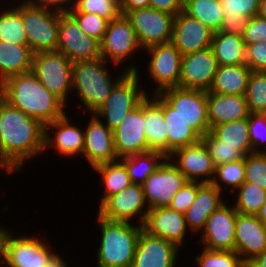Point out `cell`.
Listing matches in <instances>:
<instances>
[{"label": "cell", "instance_id": "45", "mask_svg": "<svg viewBox=\"0 0 266 267\" xmlns=\"http://www.w3.org/2000/svg\"><path fill=\"white\" fill-rule=\"evenodd\" d=\"M76 19L80 28L90 37L101 42L105 35L108 21L94 13H85L80 11H69Z\"/></svg>", "mask_w": 266, "mask_h": 267}, {"label": "cell", "instance_id": "49", "mask_svg": "<svg viewBox=\"0 0 266 267\" xmlns=\"http://www.w3.org/2000/svg\"><path fill=\"white\" fill-rule=\"evenodd\" d=\"M248 127L252 153L263 152L261 150L258 151L257 145L262 144L260 142L266 141V133L264 134V131H261L262 127H266V113H249Z\"/></svg>", "mask_w": 266, "mask_h": 267}, {"label": "cell", "instance_id": "19", "mask_svg": "<svg viewBox=\"0 0 266 267\" xmlns=\"http://www.w3.org/2000/svg\"><path fill=\"white\" fill-rule=\"evenodd\" d=\"M237 211L224 203L206 220L202 242L205 249L235 251V222Z\"/></svg>", "mask_w": 266, "mask_h": 267}, {"label": "cell", "instance_id": "26", "mask_svg": "<svg viewBox=\"0 0 266 267\" xmlns=\"http://www.w3.org/2000/svg\"><path fill=\"white\" fill-rule=\"evenodd\" d=\"M207 103L210 129L248 118L250 113L245 96L207 92Z\"/></svg>", "mask_w": 266, "mask_h": 267}, {"label": "cell", "instance_id": "29", "mask_svg": "<svg viewBox=\"0 0 266 267\" xmlns=\"http://www.w3.org/2000/svg\"><path fill=\"white\" fill-rule=\"evenodd\" d=\"M33 52L27 44L0 41V84L32 69Z\"/></svg>", "mask_w": 266, "mask_h": 267}, {"label": "cell", "instance_id": "50", "mask_svg": "<svg viewBox=\"0 0 266 267\" xmlns=\"http://www.w3.org/2000/svg\"><path fill=\"white\" fill-rule=\"evenodd\" d=\"M242 38L245 45L266 41V19L258 15L251 17L242 33Z\"/></svg>", "mask_w": 266, "mask_h": 267}, {"label": "cell", "instance_id": "18", "mask_svg": "<svg viewBox=\"0 0 266 267\" xmlns=\"http://www.w3.org/2000/svg\"><path fill=\"white\" fill-rule=\"evenodd\" d=\"M145 203L142 185L131 183L119 193L108 197L100 205L98 215L111 221L129 222L132 217L140 214L142 225L148 212V208L142 212Z\"/></svg>", "mask_w": 266, "mask_h": 267}, {"label": "cell", "instance_id": "44", "mask_svg": "<svg viewBox=\"0 0 266 267\" xmlns=\"http://www.w3.org/2000/svg\"><path fill=\"white\" fill-rule=\"evenodd\" d=\"M245 182L266 190V152H253L245 156Z\"/></svg>", "mask_w": 266, "mask_h": 267}, {"label": "cell", "instance_id": "21", "mask_svg": "<svg viewBox=\"0 0 266 267\" xmlns=\"http://www.w3.org/2000/svg\"><path fill=\"white\" fill-rule=\"evenodd\" d=\"M266 250V226L256 215L237 213L235 222V252L243 262H249ZM244 256V257H243Z\"/></svg>", "mask_w": 266, "mask_h": 267}, {"label": "cell", "instance_id": "42", "mask_svg": "<svg viewBox=\"0 0 266 267\" xmlns=\"http://www.w3.org/2000/svg\"><path fill=\"white\" fill-rule=\"evenodd\" d=\"M73 5L69 11L94 13L108 22L121 14L119 0H76Z\"/></svg>", "mask_w": 266, "mask_h": 267}, {"label": "cell", "instance_id": "8", "mask_svg": "<svg viewBox=\"0 0 266 267\" xmlns=\"http://www.w3.org/2000/svg\"><path fill=\"white\" fill-rule=\"evenodd\" d=\"M138 79L137 72H128L116 84L107 100L93 113L97 117L107 118L105 125L110 130L117 128L128 112L147 97L143 90L138 89Z\"/></svg>", "mask_w": 266, "mask_h": 267}, {"label": "cell", "instance_id": "54", "mask_svg": "<svg viewBox=\"0 0 266 267\" xmlns=\"http://www.w3.org/2000/svg\"><path fill=\"white\" fill-rule=\"evenodd\" d=\"M254 267H266V250L249 261Z\"/></svg>", "mask_w": 266, "mask_h": 267}, {"label": "cell", "instance_id": "16", "mask_svg": "<svg viewBox=\"0 0 266 267\" xmlns=\"http://www.w3.org/2000/svg\"><path fill=\"white\" fill-rule=\"evenodd\" d=\"M218 63L211 47L182 56L179 88L208 91Z\"/></svg>", "mask_w": 266, "mask_h": 267}, {"label": "cell", "instance_id": "36", "mask_svg": "<svg viewBox=\"0 0 266 267\" xmlns=\"http://www.w3.org/2000/svg\"><path fill=\"white\" fill-rule=\"evenodd\" d=\"M183 11L213 32L220 30L224 17L220 0H184Z\"/></svg>", "mask_w": 266, "mask_h": 267}, {"label": "cell", "instance_id": "7", "mask_svg": "<svg viewBox=\"0 0 266 267\" xmlns=\"http://www.w3.org/2000/svg\"><path fill=\"white\" fill-rule=\"evenodd\" d=\"M159 95L201 138L211 130L206 90L175 87L165 89Z\"/></svg>", "mask_w": 266, "mask_h": 267}, {"label": "cell", "instance_id": "47", "mask_svg": "<svg viewBox=\"0 0 266 267\" xmlns=\"http://www.w3.org/2000/svg\"><path fill=\"white\" fill-rule=\"evenodd\" d=\"M203 183L202 181L200 183L198 181H187L173 197L168 207L184 215L195 200L198 188Z\"/></svg>", "mask_w": 266, "mask_h": 267}, {"label": "cell", "instance_id": "24", "mask_svg": "<svg viewBox=\"0 0 266 267\" xmlns=\"http://www.w3.org/2000/svg\"><path fill=\"white\" fill-rule=\"evenodd\" d=\"M83 155L94 168L97 165L117 161L113 131L104 125L99 117L93 116L84 132Z\"/></svg>", "mask_w": 266, "mask_h": 267}, {"label": "cell", "instance_id": "25", "mask_svg": "<svg viewBox=\"0 0 266 267\" xmlns=\"http://www.w3.org/2000/svg\"><path fill=\"white\" fill-rule=\"evenodd\" d=\"M216 178L215 175L210 183H203L198 188L195 200L184 214L187 226L195 232L204 229L207 218L224 204L220 195L221 183Z\"/></svg>", "mask_w": 266, "mask_h": 267}, {"label": "cell", "instance_id": "31", "mask_svg": "<svg viewBox=\"0 0 266 267\" xmlns=\"http://www.w3.org/2000/svg\"><path fill=\"white\" fill-rule=\"evenodd\" d=\"M252 70L247 64L218 65L211 87L207 92L245 96Z\"/></svg>", "mask_w": 266, "mask_h": 267}, {"label": "cell", "instance_id": "56", "mask_svg": "<svg viewBox=\"0 0 266 267\" xmlns=\"http://www.w3.org/2000/svg\"><path fill=\"white\" fill-rule=\"evenodd\" d=\"M257 218L259 219V221L266 226V200L263 203V205L261 206L260 210L258 211V213L256 214Z\"/></svg>", "mask_w": 266, "mask_h": 267}, {"label": "cell", "instance_id": "57", "mask_svg": "<svg viewBox=\"0 0 266 267\" xmlns=\"http://www.w3.org/2000/svg\"><path fill=\"white\" fill-rule=\"evenodd\" d=\"M258 16L266 19V0H260Z\"/></svg>", "mask_w": 266, "mask_h": 267}, {"label": "cell", "instance_id": "43", "mask_svg": "<svg viewBox=\"0 0 266 267\" xmlns=\"http://www.w3.org/2000/svg\"><path fill=\"white\" fill-rule=\"evenodd\" d=\"M199 267H240L243 263L235 251L203 249L201 255L196 256Z\"/></svg>", "mask_w": 266, "mask_h": 267}, {"label": "cell", "instance_id": "38", "mask_svg": "<svg viewBox=\"0 0 266 267\" xmlns=\"http://www.w3.org/2000/svg\"><path fill=\"white\" fill-rule=\"evenodd\" d=\"M0 41L27 44L26 31L20 15V5L0 14Z\"/></svg>", "mask_w": 266, "mask_h": 267}, {"label": "cell", "instance_id": "15", "mask_svg": "<svg viewBox=\"0 0 266 267\" xmlns=\"http://www.w3.org/2000/svg\"><path fill=\"white\" fill-rule=\"evenodd\" d=\"M144 100L113 130L114 148L117 157H127L150 151L144 129Z\"/></svg>", "mask_w": 266, "mask_h": 267}, {"label": "cell", "instance_id": "9", "mask_svg": "<svg viewBox=\"0 0 266 267\" xmlns=\"http://www.w3.org/2000/svg\"><path fill=\"white\" fill-rule=\"evenodd\" d=\"M125 16L130 20L141 48L171 42L175 15L143 7L129 10Z\"/></svg>", "mask_w": 266, "mask_h": 267}, {"label": "cell", "instance_id": "4", "mask_svg": "<svg viewBox=\"0 0 266 267\" xmlns=\"http://www.w3.org/2000/svg\"><path fill=\"white\" fill-rule=\"evenodd\" d=\"M104 61L100 57L72 62V89H77L83 104L92 113L107 100L113 88L128 72H138L137 67L131 66L112 83L106 67H103Z\"/></svg>", "mask_w": 266, "mask_h": 267}, {"label": "cell", "instance_id": "53", "mask_svg": "<svg viewBox=\"0 0 266 267\" xmlns=\"http://www.w3.org/2000/svg\"><path fill=\"white\" fill-rule=\"evenodd\" d=\"M150 0H119L121 14H126L129 10L149 7Z\"/></svg>", "mask_w": 266, "mask_h": 267}, {"label": "cell", "instance_id": "40", "mask_svg": "<svg viewBox=\"0 0 266 267\" xmlns=\"http://www.w3.org/2000/svg\"><path fill=\"white\" fill-rule=\"evenodd\" d=\"M245 99L250 113H266V71H252Z\"/></svg>", "mask_w": 266, "mask_h": 267}, {"label": "cell", "instance_id": "61", "mask_svg": "<svg viewBox=\"0 0 266 267\" xmlns=\"http://www.w3.org/2000/svg\"><path fill=\"white\" fill-rule=\"evenodd\" d=\"M4 98H3V93H2V90H1V88H0V102L3 100Z\"/></svg>", "mask_w": 266, "mask_h": 267}, {"label": "cell", "instance_id": "2", "mask_svg": "<svg viewBox=\"0 0 266 267\" xmlns=\"http://www.w3.org/2000/svg\"><path fill=\"white\" fill-rule=\"evenodd\" d=\"M0 88L5 101L43 125L66 114L65 103L43 86L31 71L7 78Z\"/></svg>", "mask_w": 266, "mask_h": 267}, {"label": "cell", "instance_id": "1", "mask_svg": "<svg viewBox=\"0 0 266 267\" xmlns=\"http://www.w3.org/2000/svg\"><path fill=\"white\" fill-rule=\"evenodd\" d=\"M44 150V125L11 106L0 102V159L12 171H19L30 156Z\"/></svg>", "mask_w": 266, "mask_h": 267}, {"label": "cell", "instance_id": "52", "mask_svg": "<svg viewBox=\"0 0 266 267\" xmlns=\"http://www.w3.org/2000/svg\"><path fill=\"white\" fill-rule=\"evenodd\" d=\"M27 1L36 7H40V8L47 9V10H51L49 9L51 5H57L58 7L57 9H54V12L59 13V14L68 13L69 9H66V6L64 8L62 4L64 3L68 4V2H71L70 0H37L38 2L37 1L35 2V0L34 1L27 0Z\"/></svg>", "mask_w": 266, "mask_h": 267}, {"label": "cell", "instance_id": "20", "mask_svg": "<svg viewBox=\"0 0 266 267\" xmlns=\"http://www.w3.org/2000/svg\"><path fill=\"white\" fill-rule=\"evenodd\" d=\"M178 248L176 244L142 229L131 267H175Z\"/></svg>", "mask_w": 266, "mask_h": 267}, {"label": "cell", "instance_id": "3", "mask_svg": "<svg viewBox=\"0 0 266 267\" xmlns=\"http://www.w3.org/2000/svg\"><path fill=\"white\" fill-rule=\"evenodd\" d=\"M101 244L97 252L98 267H131L142 225L111 221L98 215Z\"/></svg>", "mask_w": 266, "mask_h": 267}, {"label": "cell", "instance_id": "41", "mask_svg": "<svg viewBox=\"0 0 266 267\" xmlns=\"http://www.w3.org/2000/svg\"><path fill=\"white\" fill-rule=\"evenodd\" d=\"M201 140L204 142L213 164L216 166L245 159V154L237 149L236 146L223 145L221 140H218L210 131L206 133Z\"/></svg>", "mask_w": 266, "mask_h": 267}, {"label": "cell", "instance_id": "30", "mask_svg": "<svg viewBox=\"0 0 266 267\" xmlns=\"http://www.w3.org/2000/svg\"><path fill=\"white\" fill-rule=\"evenodd\" d=\"M224 17L221 32L242 35L248 20L257 16L260 0H220Z\"/></svg>", "mask_w": 266, "mask_h": 267}, {"label": "cell", "instance_id": "5", "mask_svg": "<svg viewBox=\"0 0 266 267\" xmlns=\"http://www.w3.org/2000/svg\"><path fill=\"white\" fill-rule=\"evenodd\" d=\"M52 12V10L36 7L28 1L20 5L27 45L33 53L58 49L59 13Z\"/></svg>", "mask_w": 266, "mask_h": 267}, {"label": "cell", "instance_id": "32", "mask_svg": "<svg viewBox=\"0 0 266 267\" xmlns=\"http://www.w3.org/2000/svg\"><path fill=\"white\" fill-rule=\"evenodd\" d=\"M164 121L168 131V156L177 148L195 144L201 137L162 98Z\"/></svg>", "mask_w": 266, "mask_h": 267}, {"label": "cell", "instance_id": "27", "mask_svg": "<svg viewBox=\"0 0 266 267\" xmlns=\"http://www.w3.org/2000/svg\"><path fill=\"white\" fill-rule=\"evenodd\" d=\"M155 96L152 100L148 97L144 99L143 129L148 147L168 157V131L162 110V97L159 94Z\"/></svg>", "mask_w": 266, "mask_h": 267}, {"label": "cell", "instance_id": "34", "mask_svg": "<svg viewBox=\"0 0 266 267\" xmlns=\"http://www.w3.org/2000/svg\"><path fill=\"white\" fill-rule=\"evenodd\" d=\"M163 158L167 159L164 153L150 150L124 157L121 162L125 165L131 183L142 185L146 178L161 165L160 159Z\"/></svg>", "mask_w": 266, "mask_h": 267}, {"label": "cell", "instance_id": "28", "mask_svg": "<svg viewBox=\"0 0 266 267\" xmlns=\"http://www.w3.org/2000/svg\"><path fill=\"white\" fill-rule=\"evenodd\" d=\"M48 127L57 128L55 138L49 136ZM56 147L58 153L65 156H74L84 150V133L77 127L69 124L67 115L44 125V149Z\"/></svg>", "mask_w": 266, "mask_h": 267}, {"label": "cell", "instance_id": "23", "mask_svg": "<svg viewBox=\"0 0 266 267\" xmlns=\"http://www.w3.org/2000/svg\"><path fill=\"white\" fill-rule=\"evenodd\" d=\"M179 157L178 164H174L188 181H198V177L207 176L202 182L210 183L214 178L215 165L208 148L202 140L199 142L175 149L168 159ZM212 176L213 178H208Z\"/></svg>", "mask_w": 266, "mask_h": 267}, {"label": "cell", "instance_id": "46", "mask_svg": "<svg viewBox=\"0 0 266 267\" xmlns=\"http://www.w3.org/2000/svg\"><path fill=\"white\" fill-rule=\"evenodd\" d=\"M225 185L238 189L245 182V160L221 164L215 167V173Z\"/></svg>", "mask_w": 266, "mask_h": 267}, {"label": "cell", "instance_id": "17", "mask_svg": "<svg viewBox=\"0 0 266 267\" xmlns=\"http://www.w3.org/2000/svg\"><path fill=\"white\" fill-rule=\"evenodd\" d=\"M214 32L184 11L175 15L171 43L182 56L211 47Z\"/></svg>", "mask_w": 266, "mask_h": 267}, {"label": "cell", "instance_id": "6", "mask_svg": "<svg viewBox=\"0 0 266 267\" xmlns=\"http://www.w3.org/2000/svg\"><path fill=\"white\" fill-rule=\"evenodd\" d=\"M31 72L65 104L72 88V61L59 51L33 53Z\"/></svg>", "mask_w": 266, "mask_h": 267}, {"label": "cell", "instance_id": "51", "mask_svg": "<svg viewBox=\"0 0 266 267\" xmlns=\"http://www.w3.org/2000/svg\"><path fill=\"white\" fill-rule=\"evenodd\" d=\"M149 7L176 15L183 11L184 0H150Z\"/></svg>", "mask_w": 266, "mask_h": 267}, {"label": "cell", "instance_id": "39", "mask_svg": "<svg viewBox=\"0 0 266 267\" xmlns=\"http://www.w3.org/2000/svg\"><path fill=\"white\" fill-rule=\"evenodd\" d=\"M237 190L236 211L239 214L256 215L266 200V190L249 182H244Z\"/></svg>", "mask_w": 266, "mask_h": 267}, {"label": "cell", "instance_id": "58", "mask_svg": "<svg viewBox=\"0 0 266 267\" xmlns=\"http://www.w3.org/2000/svg\"><path fill=\"white\" fill-rule=\"evenodd\" d=\"M0 167L1 168H5V170H7V171H9V173L10 172H12L8 167H7V165L0 159Z\"/></svg>", "mask_w": 266, "mask_h": 267}, {"label": "cell", "instance_id": "60", "mask_svg": "<svg viewBox=\"0 0 266 267\" xmlns=\"http://www.w3.org/2000/svg\"><path fill=\"white\" fill-rule=\"evenodd\" d=\"M240 267H254L250 262H243Z\"/></svg>", "mask_w": 266, "mask_h": 267}, {"label": "cell", "instance_id": "11", "mask_svg": "<svg viewBox=\"0 0 266 267\" xmlns=\"http://www.w3.org/2000/svg\"><path fill=\"white\" fill-rule=\"evenodd\" d=\"M58 36L57 51L62 52L72 62L101 57L100 42L87 35L69 12L59 14Z\"/></svg>", "mask_w": 266, "mask_h": 267}, {"label": "cell", "instance_id": "48", "mask_svg": "<svg viewBox=\"0 0 266 267\" xmlns=\"http://www.w3.org/2000/svg\"><path fill=\"white\" fill-rule=\"evenodd\" d=\"M245 64L252 71H266V41L246 45Z\"/></svg>", "mask_w": 266, "mask_h": 267}, {"label": "cell", "instance_id": "14", "mask_svg": "<svg viewBox=\"0 0 266 267\" xmlns=\"http://www.w3.org/2000/svg\"><path fill=\"white\" fill-rule=\"evenodd\" d=\"M139 47L141 46L135 30L124 14L108 22L105 35L100 42L101 58L106 60L109 57L117 65Z\"/></svg>", "mask_w": 266, "mask_h": 267}, {"label": "cell", "instance_id": "12", "mask_svg": "<svg viewBox=\"0 0 266 267\" xmlns=\"http://www.w3.org/2000/svg\"><path fill=\"white\" fill-rule=\"evenodd\" d=\"M157 170L142 184L148 209L168 207L176 193L188 181L183 173L170 161L163 159Z\"/></svg>", "mask_w": 266, "mask_h": 267}, {"label": "cell", "instance_id": "35", "mask_svg": "<svg viewBox=\"0 0 266 267\" xmlns=\"http://www.w3.org/2000/svg\"><path fill=\"white\" fill-rule=\"evenodd\" d=\"M210 132L221 140L223 145L236 146L245 155L252 153L248 118L213 126Z\"/></svg>", "mask_w": 266, "mask_h": 267}, {"label": "cell", "instance_id": "33", "mask_svg": "<svg viewBox=\"0 0 266 267\" xmlns=\"http://www.w3.org/2000/svg\"><path fill=\"white\" fill-rule=\"evenodd\" d=\"M211 48L220 66L245 64L246 45L242 35L214 32Z\"/></svg>", "mask_w": 266, "mask_h": 267}, {"label": "cell", "instance_id": "10", "mask_svg": "<svg viewBox=\"0 0 266 267\" xmlns=\"http://www.w3.org/2000/svg\"><path fill=\"white\" fill-rule=\"evenodd\" d=\"M2 256L8 267H44L56 254L39 239L15 238L2 228Z\"/></svg>", "mask_w": 266, "mask_h": 267}, {"label": "cell", "instance_id": "37", "mask_svg": "<svg viewBox=\"0 0 266 267\" xmlns=\"http://www.w3.org/2000/svg\"><path fill=\"white\" fill-rule=\"evenodd\" d=\"M105 184V195L100 205L110 196L122 191L131 184L125 165L119 161L103 163L94 167Z\"/></svg>", "mask_w": 266, "mask_h": 267}, {"label": "cell", "instance_id": "22", "mask_svg": "<svg viewBox=\"0 0 266 267\" xmlns=\"http://www.w3.org/2000/svg\"><path fill=\"white\" fill-rule=\"evenodd\" d=\"M142 228L148 234L168 240L180 248L187 223L183 214L169 207L151 208L148 209Z\"/></svg>", "mask_w": 266, "mask_h": 267}, {"label": "cell", "instance_id": "59", "mask_svg": "<svg viewBox=\"0 0 266 267\" xmlns=\"http://www.w3.org/2000/svg\"><path fill=\"white\" fill-rule=\"evenodd\" d=\"M0 256L2 257V228H0Z\"/></svg>", "mask_w": 266, "mask_h": 267}, {"label": "cell", "instance_id": "55", "mask_svg": "<svg viewBox=\"0 0 266 267\" xmlns=\"http://www.w3.org/2000/svg\"><path fill=\"white\" fill-rule=\"evenodd\" d=\"M64 260L60 257V255H56L52 260L49 261L47 265L44 267H68Z\"/></svg>", "mask_w": 266, "mask_h": 267}, {"label": "cell", "instance_id": "13", "mask_svg": "<svg viewBox=\"0 0 266 267\" xmlns=\"http://www.w3.org/2000/svg\"><path fill=\"white\" fill-rule=\"evenodd\" d=\"M146 49L152 54L148 64L150 76L158 83L155 94L178 87L182 60L180 51L171 42L155 44Z\"/></svg>", "mask_w": 266, "mask_h": 267}]
</instances>
